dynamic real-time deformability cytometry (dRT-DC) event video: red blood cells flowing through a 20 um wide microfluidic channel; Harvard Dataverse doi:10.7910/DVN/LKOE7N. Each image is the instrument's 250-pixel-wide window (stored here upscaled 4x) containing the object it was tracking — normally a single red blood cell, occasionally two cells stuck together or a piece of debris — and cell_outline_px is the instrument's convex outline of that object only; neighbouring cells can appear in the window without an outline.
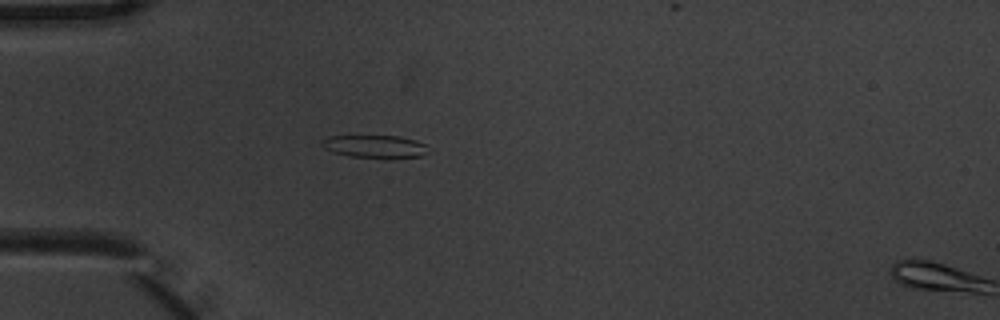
{"species": "common noctule bat (a hibernating species)", "species_latin": "Nyctalus noctula", "temperature_condition": "warm", "stored_images_in_passage": 2, "segment_of_instrument_passage": [1, 2], "camera_frame_rate_fps": 3000, "um_per_image_px": 0.085, "animal": {"sex": "male", "body_mass_g": 20.1, "forearm_length_mm": 53.5}, "frame": {"image": 1, "passage_image": 1, "time_ms": 0.0, "image_size_px": [1000, 320], "cell_outline_px": [[424, 152], [420, 156], [392, 160], [384, 160], [348, 156], [332, 152], [324, 148], [320, 144], [320, 140], [328, 136], [400, 136], [416, 140], [424, 144]], "centroid_in_image_um": [31.8, 12.48], "position_along_channel_um": 53.2, "area_um2": 14.57}}